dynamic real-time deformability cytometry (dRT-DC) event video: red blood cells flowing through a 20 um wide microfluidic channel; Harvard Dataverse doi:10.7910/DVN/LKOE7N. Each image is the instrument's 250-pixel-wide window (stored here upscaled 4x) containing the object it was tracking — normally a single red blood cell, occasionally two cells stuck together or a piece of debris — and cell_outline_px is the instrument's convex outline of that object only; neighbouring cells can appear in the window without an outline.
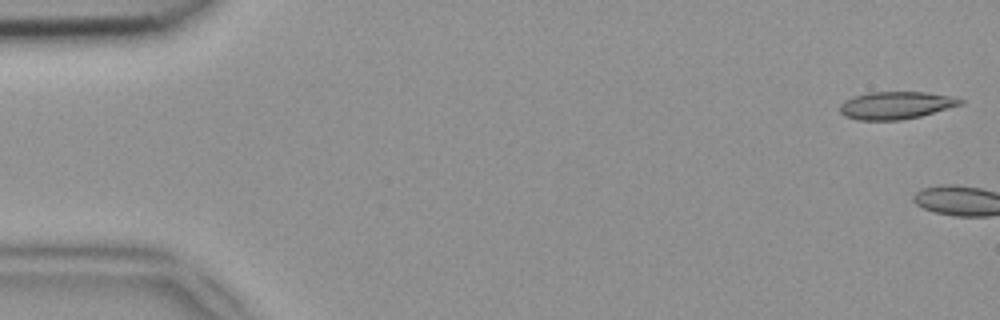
{"species": "common noctule bat (a hibernating species)", "species_latin": "Nyctalus noctula", "temperature_condition": "room temperature", "stored_images_in_passage": 3, "camera_frame_rate_fps": 3000, "um_per_image_px": 0.085, "animal": {"sex": "female", "body_mass_g": 18.4}, "frame": {"image": 1, "passage_image": 1, "time_ms": 0.0, "image_size_px": [1000, 320], "cell_outline_px": [[964, 104], [920, 116], [900, 120], [856, 120], [844, 116], [840, 112], [840, 104], [844, 100], [852, 96], [868, 92], [924, 92], [952, 96], [964, 100]], "centroid_in_image_um": [76.13, 8.95], "position_along_channel_um": 8.9, "area_um2": 19.48}}